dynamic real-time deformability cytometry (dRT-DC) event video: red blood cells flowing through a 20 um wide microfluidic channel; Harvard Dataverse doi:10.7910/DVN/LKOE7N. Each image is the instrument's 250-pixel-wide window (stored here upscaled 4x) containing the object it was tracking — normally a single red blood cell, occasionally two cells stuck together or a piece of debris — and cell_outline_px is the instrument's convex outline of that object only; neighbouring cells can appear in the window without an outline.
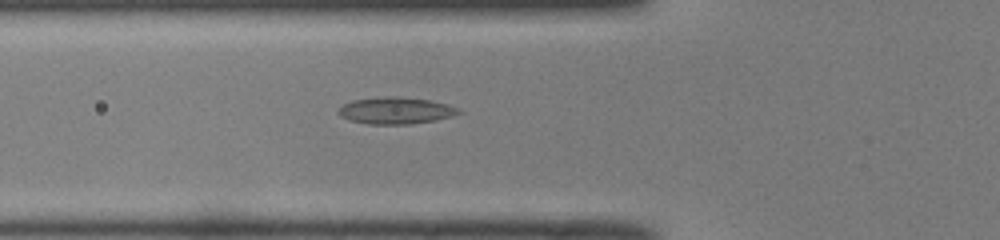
{"species": "common noctule bat (a hibernating species)", "species_latin": "Nyctalus noctula", "temperature_condition": "room temperature", "stored_images_in_passage": 41, "camera_frame_rate_fps": 3000, "um_per_image_px": 0.085, "animal": {"sex": "male", "body_mass_g": 19.0, "forearm_length_mm": 50.8}, "frame": {"image": 1, "passage_image": 9, "time_ms": 2.667, "image_size_px": [1000, 240], "cell_outline_px": [[464, 112], [452, 116], [436, 120], [412, 124], [368, 124], [348, 120], [340, 116], [336, 112], [344, 104], [352, 100], [380, 96], [396, 96], [428, 100], [448, 104]], "centroid_in_image_um": [33.61, 9.4], "position_along_channel_um": 92.2, "area_um2": 18.9}}
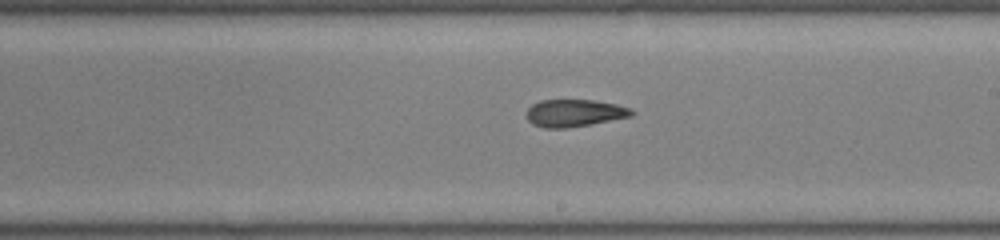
{"frame": {"image": 2, "passage_image": 20, "time_ms": 6.333, "image_size_px": [1000, 240], "cell_outline_px": [[636, 112], [632, 116], [568, 128], [544, 128], [532, 124], [528, 120], [524, 112], [532, 104], [540, 100], [592, 100], [616, 104], [632, 108]], "centroid_in_image_um": [48.8, 9.61], "position_along_channel_um": 240.2, "area_um2": 16.88}}
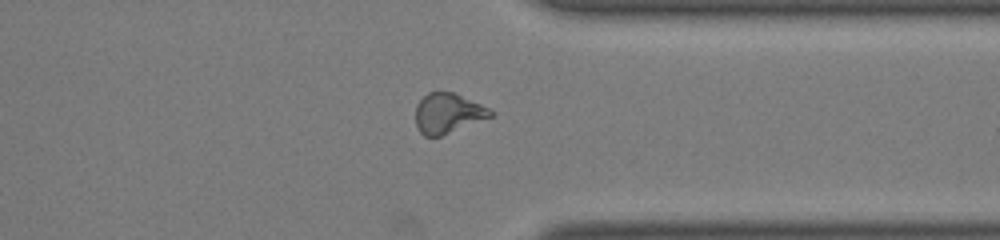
{"frame": {"image": 3, "passage_image": 30, "time_ms": 9.667, "image_size_px": [1000, 240], "cell_outline_px": [[492, 116], [440, 136], [424, 136], [420, 132], [416, 124], [416, 104], [428, 92], [452, 92], [480, 104], [488, 108], [492, 112]], "centroid_in_image_um": [38.03, 9.63], "position_along_channel_um": 373.4, "area_um2": 17.05}, "authors_computed_cell_mechanics": {"area_um2": 17.9758, "velocity_mm_per_s": 4.0429, "shape_relaxation_time_tau1_ms": null, "shape_relaxation_time_tau2_ms": 5.6115, "deformation_change_tau1": null, "deformation_change_tau2": 0.157}}